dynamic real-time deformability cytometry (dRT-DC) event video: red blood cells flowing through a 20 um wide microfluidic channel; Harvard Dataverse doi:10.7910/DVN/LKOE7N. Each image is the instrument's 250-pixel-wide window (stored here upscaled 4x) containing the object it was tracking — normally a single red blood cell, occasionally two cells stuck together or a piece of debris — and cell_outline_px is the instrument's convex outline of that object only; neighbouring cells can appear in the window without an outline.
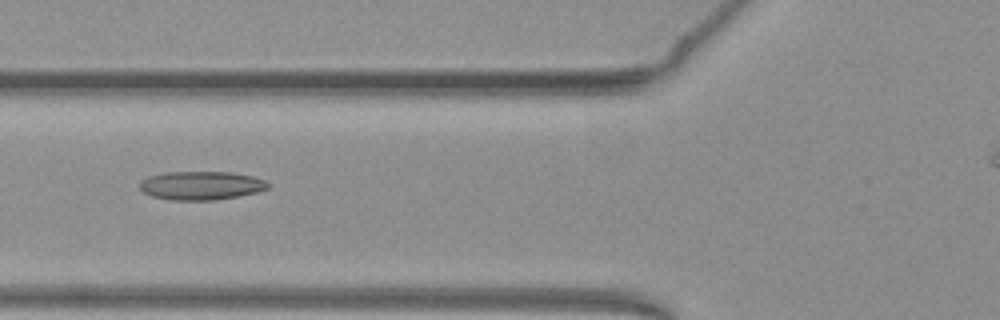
{"species": "common noctule bat (a hibernating species)", "species_latin": "Nyctalus noctula", "temperature_condition": "warm", "stored_images_in_passage": 42, "camera_frame_rate_fps": 3000, "um_per_image_px": 0.085, "animal": {"sex": "female", "body_mass_g": 19.3, "forearm_length_mm": 54.1}, "frame": {"image": 1, "passage_image": 14, "time_ms": 4.333, "image_size_px": [1000, 320], "cell_outline_px": [[268, 188], [256, 192], [240, 196], [216, 200], [168, 200], [152, 196], [144, 192], [140, 188], [140, 180], [148, 176], [164, 172], [232, 172], [252, 176], [264, 180], [268, 184]], "centroid_in_image_um": [17.07, 15.77], "position_along_channel_um": 108.7, "area_um2": 21.44}}
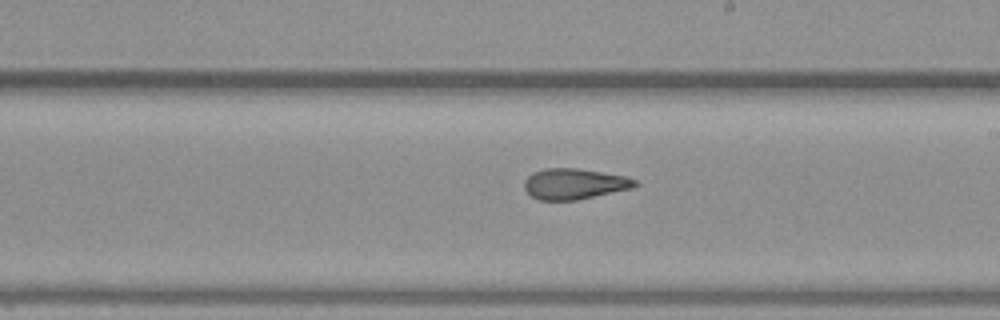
{"frame": {"image": 2, "passage_image": 24, "time_ms": 7.667, "image_size_px": [1000, 320], "cell_outline_px": [[636, 184], [632, 188], [576, 200], [540, 200], [532, 196], [524, 188], [524, 180], [532, 172], [544, 168], [576, 168], [628, 176], [636, 180]], "centroid_in_image_um": [48.79, 15.62], "position_along_channel_um": 240.2, "area_um2": 19.77}}
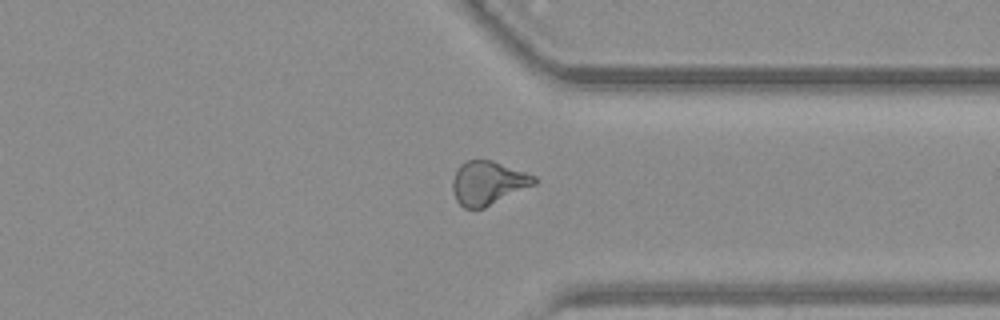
{"frame": {"image": 3, "passage_image": 34, "time_ms": 11.0, "image_size_px": [1000, 320], "cell_outline_px": [[536, 184], [484, 208], [464, 208], [456, 200], [452, 192], [452, 180], [460, 164], [468, 160], [492, 160], [536, 176]], "centroid_in_image_um": [41.46, 15.55], "position_along_channel_um": 369.9, "area_um2": 20.69}, "authors_computed_cell_mechanics": {"area_um2": 20.2878, "velocity_mm_per_s": 3.9366, "shape_relaxation_time_tau1_ms": null, "shape_relaxation_time_tau2_ms": 2.323, "deformation_change_tau1": null, "deformation_change_tau2": 0.1074}}